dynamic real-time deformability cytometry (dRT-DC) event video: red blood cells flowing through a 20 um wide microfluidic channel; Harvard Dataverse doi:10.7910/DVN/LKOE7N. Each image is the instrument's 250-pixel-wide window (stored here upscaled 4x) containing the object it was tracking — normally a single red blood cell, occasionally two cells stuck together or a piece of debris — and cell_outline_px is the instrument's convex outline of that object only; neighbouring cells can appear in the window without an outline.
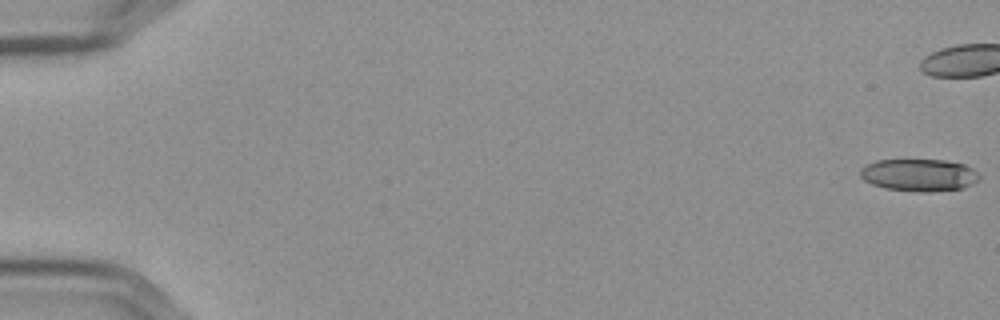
{"species": "Egyptian fruit bat (a non-hibernating species)", "species_latin": "Rousettus aegyptiacus", "temperature_condition": "cold", "stored_images_in_passage": 48, "camera_frame_rate_fps": 3000, "um_per_image_px": 0.085, "frame": {"image": 1, "passage_image": 1, "time_ms": 0.0, "image_size_px": [1000, 320], "cell_outline_px": [[980, 180], [972, 184], [960, 188], [928, 192], [920, 192], [884, 188], [872, 184], [864, 180], [860, 176], [860, 168], [876, 160], [944, 160], [964, 164], [972, 168], [980, 176]], "centroid_in_image_um": [78.11, 14.87], "position_along_channel_um": 6.9, "area_um2": 22.37}}
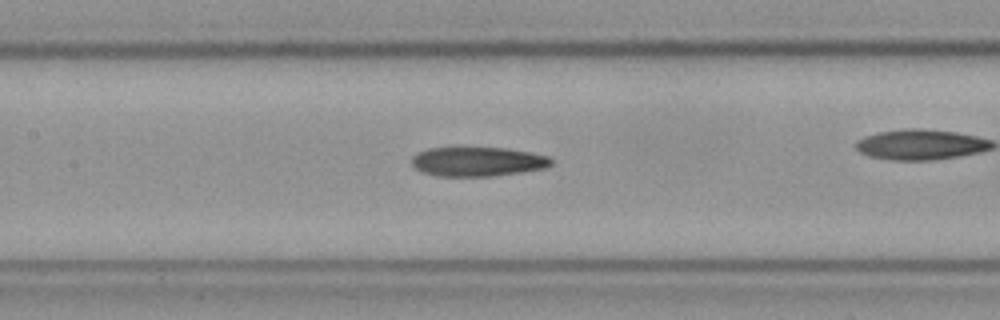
{"frame": {"image": 2, "passage_image": 28, "time_ms": 9.0, "image_size_px": [1000, 320], "cell_outline_px": [[552, 164], [548, 168], [492, 176], [436, 176], [424, 172], [416, 168], [412, 164], [412, 156], [416, 152], [428, 148], [508, 148], [548, 156], [552, 160]], "centroid_in_image_um": [40.6, 13.74], "position_along_channel_um": 166.8, "area_um2": 23.81}}